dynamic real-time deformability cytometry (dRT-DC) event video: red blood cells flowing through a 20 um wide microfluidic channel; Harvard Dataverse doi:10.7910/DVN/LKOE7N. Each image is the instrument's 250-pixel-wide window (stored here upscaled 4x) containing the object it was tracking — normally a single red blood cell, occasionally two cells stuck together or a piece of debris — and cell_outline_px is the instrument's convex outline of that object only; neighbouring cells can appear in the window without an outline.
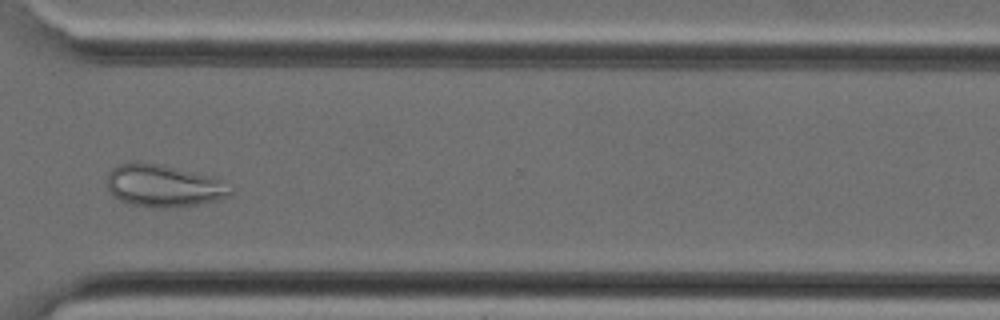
{"species": "Egyptian fruit bat (a non-hibernating species)", "species_latin": "Rousettus aegyptiacus", "temperature_condition": "cold", "stored_images_in_passage": 31, "camera_frame_rate_fps": 3000, "um_per_image_px": 0.085, "animal": {"sex": "female"}, "frame": {"image": 1, "passage_image": 21, "time_ms": 6.667, "image_size_px": [1000, 320], "cell_outline_px": [[232, 192], [228, 196], [220, 200], [196, 204], [168, 208], [152, 208], [132, 204], [120, 200], [112, 196], [108, 188], [108, 172], [112, 168], [128, 160], [136, 160], [156, 164], [212, 176]], "centroid_in_image_um": [13.81, 15.79], "position_along_channel_um": 356.8, "area_um2": 30.17}}